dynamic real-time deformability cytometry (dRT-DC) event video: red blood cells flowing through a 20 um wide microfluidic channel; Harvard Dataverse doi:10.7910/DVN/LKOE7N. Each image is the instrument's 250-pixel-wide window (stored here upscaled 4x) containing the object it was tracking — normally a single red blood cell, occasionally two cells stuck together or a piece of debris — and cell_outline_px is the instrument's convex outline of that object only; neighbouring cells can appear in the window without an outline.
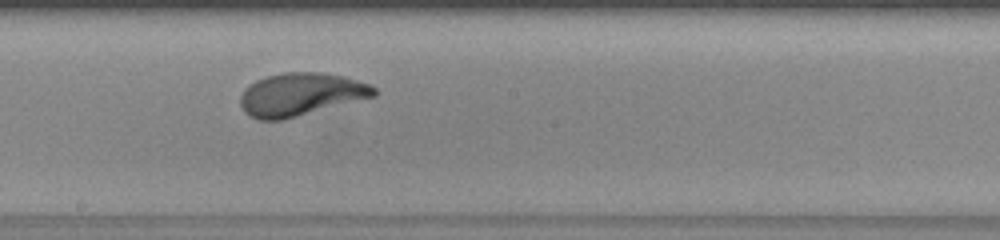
{"species": "human", "species_latin": "Homo sapiens", "temperature_condition": "warm", "stored_images_in_passage": 34, "camera_frame_rate_fps": 3000, "um_per_image_px": 0.085, "donor": {"sex": "female"}, "frame": {"image": 1, "passage_image": 20, "time_ms": 6.333, "image_size_px": [1000, 240], "cell_outline_px": [[376, 96], [284, 120], [256, 120], [248, 116], [244, 112], [240, 104], [240, 96], [244, 88], [248, 84], [256, 80], [268, 76], [284, 72], [320, 72], [344, 76], [368, 84], [376, 88]], "centroid_in_image_um": [25.52, 8.04], "position_along_channel_um": 222.7, "area_um2": 33.7}, "authors_computed_cell_mechanics": {"area_um2": 33.0905, "velocity_mm_per_s": 4.0756, "shape_relaxation_time_tau1_ms": 2.9379, "shape_relaxation_time_tau2_ms": 0.8581, "deformation_change_tau1": 0.2096, "deformation_change_tau2": 0.0763}}